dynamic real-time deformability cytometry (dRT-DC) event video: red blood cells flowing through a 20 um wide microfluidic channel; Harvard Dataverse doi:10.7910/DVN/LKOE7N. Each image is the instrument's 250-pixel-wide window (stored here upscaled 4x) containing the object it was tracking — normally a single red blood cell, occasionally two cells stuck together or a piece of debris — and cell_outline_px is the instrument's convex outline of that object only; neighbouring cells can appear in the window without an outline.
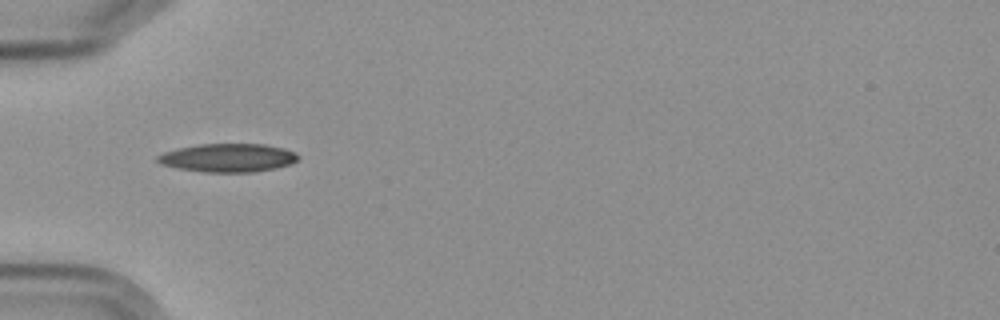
{"species": "Egyptian fruit bat (a non-hibernating species)", "species_latin": "Rousettus aegyptiacus", "temperature_condition": "cold", "stored_images_in_passage": 1, "camera_frame_rate_fps": 3000, "um_per_image_px": 0.085, "frame": {"image": 1, "passage_image": 1, "time_ms": 0.0, "image_size_px": [1000, 320], "cell_outline_px": [[300, 156], [296, 160], [288, 164], [276, 168], [256, 172], [204, 172], [180, 168], [160, 164], [156, 160], [156, 156], [164, 152], [180, 148], [200, 144], [264, 144], [284, 148]], "centroid_in_image_um": [19.36, 13.41], "position_along_channel_um": 65.6, "area_um2": 23.06}}